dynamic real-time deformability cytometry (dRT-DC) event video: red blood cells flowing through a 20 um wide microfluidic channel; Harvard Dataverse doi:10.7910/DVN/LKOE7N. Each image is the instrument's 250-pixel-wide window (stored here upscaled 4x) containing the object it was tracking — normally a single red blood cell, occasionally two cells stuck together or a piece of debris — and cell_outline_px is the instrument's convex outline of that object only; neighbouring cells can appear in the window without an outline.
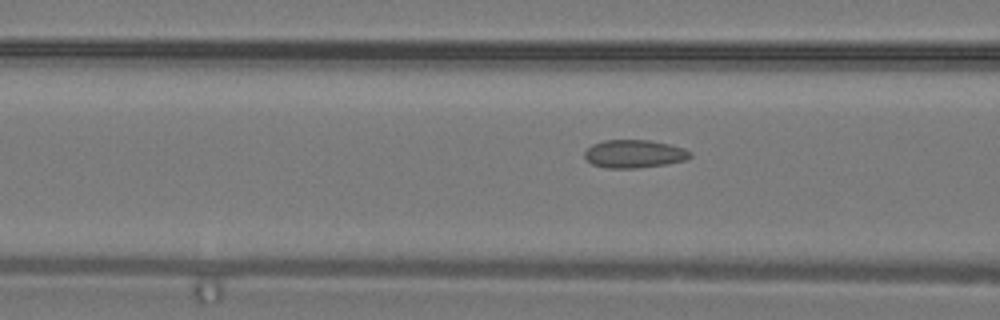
{"species": "common noctule bat (a hibernating species)", "species_latin": "Nyctalus noctula", "temperature_condition": "warm", "stored_images_in_passage": 6, "camera_frame_rate_fps": 3000, "um_per_image_px": 0.085, "animal": {"sex": "male", "body_mass_g": 19.2, "forearm_length_mm": 51.8}, "frame": {"image": 1, "passage_image": 6, "time_ms": 1.667, "image_size_px": [1000, 320], "cell_outline_px": [[692, 156], [684, 160], [668, 164], [636, 168], [608, 168], [592, 164], [584, 156], [584, 152], [592, 144], [604, 140], [648, 140], [668, 144], [684, 148], [692, 152]], "centroid_in_image_um": [53.91, 13.08], "position_along_channel_um": 112.7, "area_um2": 17.22}}